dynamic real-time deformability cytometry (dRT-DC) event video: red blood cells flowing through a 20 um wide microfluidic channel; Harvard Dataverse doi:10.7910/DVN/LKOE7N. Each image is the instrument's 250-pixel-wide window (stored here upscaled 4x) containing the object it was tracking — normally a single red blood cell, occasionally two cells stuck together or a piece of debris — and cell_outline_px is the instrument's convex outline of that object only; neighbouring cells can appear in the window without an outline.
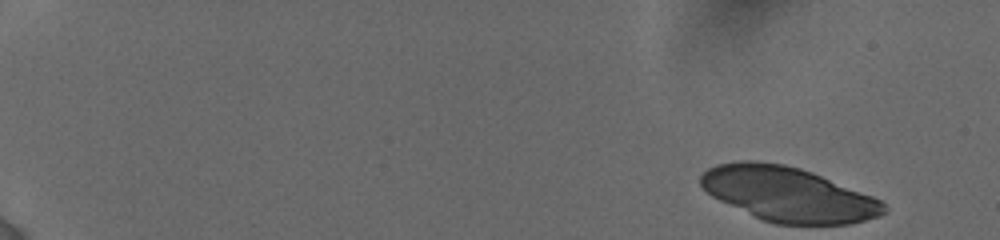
{"species": "human", "species_latin": "Homo sapiens", "temperature_condition": "cold", "stored_images_in_passage": 16, "camera_frame_rate_fps": 3000, "um_per_image_px": 0.085, "donor": {"sex": "female"}, "frame": {"image": 1, "passage_image": 1, "time_ms": 0.0, "image_size_px": [1000, 240], "cell_outline_px": [[888, 212], [880, 216], [852, 224], [776, 224], [764, 220], [720, 200], [712, 196], [700, 184], [700, 176], [708, 168], [716, 164], [740, 160], [752, 160], [784, 164], [800, 168], [812, 172], [872, 196], [880, 200], [888, 208]], "centroid_in_image_um": [67.02, 16.5], "position_along_channel_um": 18.0, "area_um2": 57.92}}